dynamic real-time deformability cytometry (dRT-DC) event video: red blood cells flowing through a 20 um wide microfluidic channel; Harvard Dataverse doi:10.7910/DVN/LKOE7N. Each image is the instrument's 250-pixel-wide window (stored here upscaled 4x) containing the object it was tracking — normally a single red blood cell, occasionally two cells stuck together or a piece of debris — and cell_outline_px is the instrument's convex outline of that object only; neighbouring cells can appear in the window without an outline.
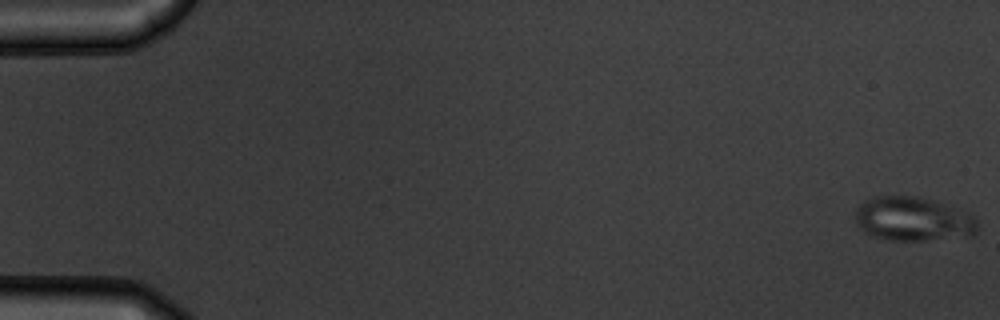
{"species": "common noctule bat (a hibernating species)", "species_latin": "Nyctalus noctula", "temperature_condition": "warm", "stored_images_in_passage": 55, "camera_frame_rate_fps": 3000, "um_per_image_px": 0.085, "animal": {"sex": "male", "body_mass_g": 19.5, "forearm_length_mm": 54.6}, "frame": {"image": 1, "passage_image": 1, "time_ms": 0.0, "image_size_px": [1000, 320], "cell_outline_px": [[976, 232], [972, 236], [924, 240], [884, 240], [872, 236], [864, 232], [860, 228], [856, 220], [856, 208], [864, 200], [876, 196], [916, 196], [932, 200], [968, 212], [976, 216]], "centroid_in_image_um": [77.6, 18.62], "position_along_channel_um": 7.4, "area_um2": 31.5}}
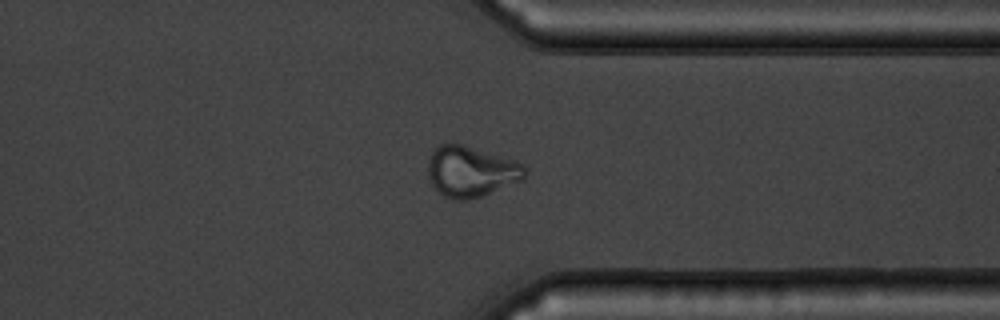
{"frame": {"image": 2, "passage_image": 43, "time_ms": 14.0, "image_size_px": [1000, 320], "cell_outline_px": [[528, 172], [524, 180], [480, 196], [468, 200], [456, 200], [444, 196], [432, 184], [428, 176], [428, 160], [432, 152], [440, 144], [460, 144], [524, 164]], "centroid_in_image_um": [40.04, 14.6], "position_along_channel_um": 371.4, "area_um2": 28.26}}
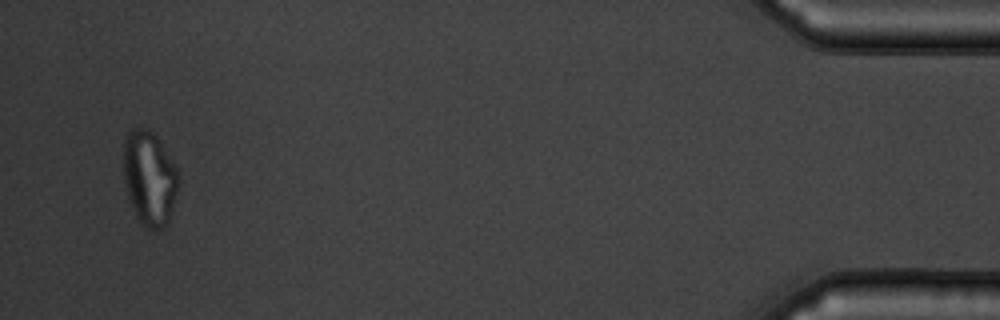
{"frame": {"image": 3, "passage_image": 53, "time_ms": 17.333, "image_size_px": [1000, 320], "cell_outline_px": [[180, 180], [168, 224], [160, 228], [144, 228], [136, 216], [128, 196], [124, 180], [124, 140], [128, 132], [132, 128], [148, 128], [156, 136], [176, 168]], "centroid_in_image_um": [12.7, 15.14], "position_along_channel_um": 422.5, "area_um2": 30.0}, "authors_computed_cell_mechanics": {"area_um2": 29.4202, "velocity_mm_per_s": 3.7623, "shape_relaxation_time_tau1_ms": null, "shape_relaxation_time_tau2_ms": 1.2162, "deformation_change_tau1": null, "deformation_change_tau2": 0.063}}